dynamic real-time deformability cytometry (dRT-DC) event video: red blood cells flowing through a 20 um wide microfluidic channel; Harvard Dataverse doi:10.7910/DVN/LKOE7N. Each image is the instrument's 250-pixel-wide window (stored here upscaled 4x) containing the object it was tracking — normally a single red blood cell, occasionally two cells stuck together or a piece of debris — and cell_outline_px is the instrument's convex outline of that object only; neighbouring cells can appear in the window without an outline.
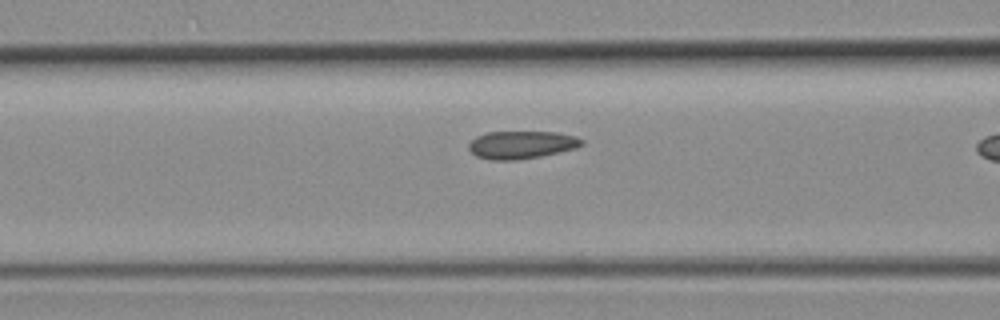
{"species": "common noctule bat (a hibernating species)", "species_latin": "Nyctalus noctula", "temperature_condition": "room temperature", "stored_images_in_passage": 5, "camera_frame_rate_fps": 3000, "um_per_image_px": 0.085, "animal": {"sex": "female", "body_mass_g": 19.3, "forearm_length_mm": 54.1}, "frame": {"image": 1, "passage_image": 4, "time_ms": 1.0, "image_size_px": [1000, 320], "cell_outline_px": [[584, 144], [576, 148], [540, 156], [516, 160], [488, 160], [476, 156], [468, 148], [468, 144], [476, 136], [488, 132], [556, 132], [576, 136], [584, 140]], "centroid_in_image_um": [44.32, 12.3], "position_along_channel_um": 122.3, "area_um2": 18.32}}